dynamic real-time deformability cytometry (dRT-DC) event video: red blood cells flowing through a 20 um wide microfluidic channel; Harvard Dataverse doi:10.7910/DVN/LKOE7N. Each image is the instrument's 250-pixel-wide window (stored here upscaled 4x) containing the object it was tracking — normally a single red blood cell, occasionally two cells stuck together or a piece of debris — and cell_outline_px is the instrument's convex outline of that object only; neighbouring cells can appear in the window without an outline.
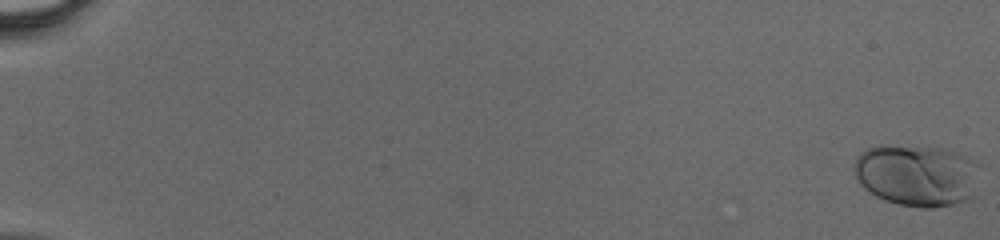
{"species": "human", "species_latin": "Homo sapiens", "temperature_condition": "cold", "stored_images_in_passage": 48, "camera_frame_rate_fps": 3000, "um_per_image_px": 0.085, "donor": {"sex": "male"}, "frame": {"image": 1, "passage_image": 1, "time_ms": 0.0, "image_size_px": [1000, 240], "cell_outline_px": [[980, 164], [968, 196], [964, 200], [952, 204], [932, 208], [920, 208], [900, 204], [884, 200], [876, 196], [864, 188], [860, 184], [856, 176], [856, 156], [860, 152], [868, 148], [880, 144], [944, 148], [972, 160]], "centroid_in_image_um": [77.85, 14.87], "position_along_channel_um": 7.1, "area_um2": 44.62}}
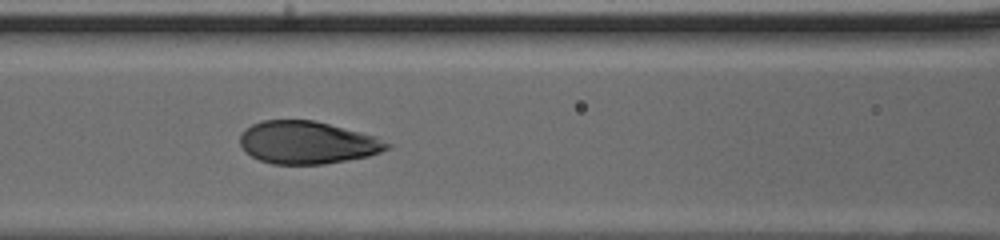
{"frame": {"image": 2, "passage_image": 24, "time_ms": 7.667, "image_size_px": [1000, 240], "cell_outline_px": [[396, 144], [380, 152], [368, 156], [348, 160], [324, 164], [272, 164], [260, 160], [252, 156], [240, 144], [240, 136], [244, 128], [260, 120], [312, 120], [376, 136]], "centroid_in_image_um": [26.15, 12.11], "position_along_channel_um": 140.5, "area_um2": 36.53}}
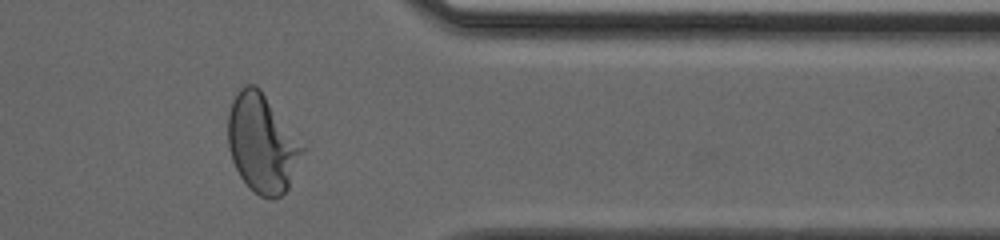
{"frame": {"image": 3, "passage_image": 41, "time_ms": 13.333, "image_size_px": [1000, 240], "cell_outline_px": [[308, 148], [288, 188], [280, 196], [272, 200], [260, 196], [240, 176], [232, 160], [228, 148], [228, 112], [232, 100], [240, 88], [244, 84], [256, 84], [260, 88]], "centroid_in_image_um": [22.33, 12.16], "position_along_channel_um": 389.1, "area_um2": 43.35}}